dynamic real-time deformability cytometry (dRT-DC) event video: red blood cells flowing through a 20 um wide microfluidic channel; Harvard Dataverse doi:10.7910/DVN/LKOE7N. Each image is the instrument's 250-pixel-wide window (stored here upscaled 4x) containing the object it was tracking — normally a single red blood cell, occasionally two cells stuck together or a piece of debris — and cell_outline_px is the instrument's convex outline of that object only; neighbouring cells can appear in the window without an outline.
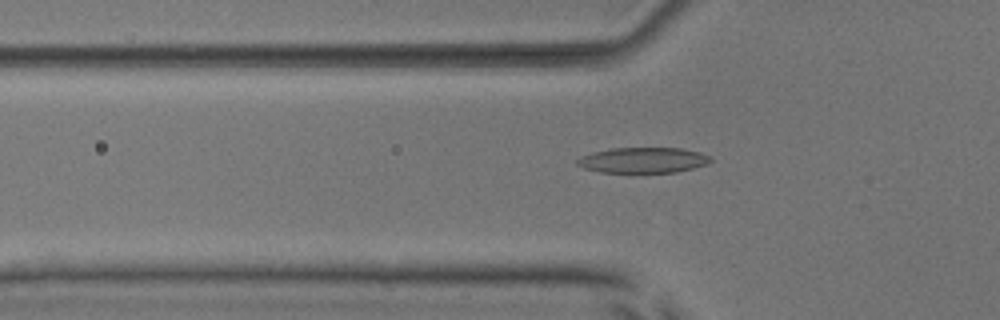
{"species": "common noctule bat (a hibernating species)", "species_latin": "Nyctalus noctula", "temperature_condition": "room temperature", "stored_images_in_passage": 35, "camera_frame_rate_fps": 3000, "um_per_image_px": 0.085, "animal": {"sex": "male", "body_mass_g": 17.9, "forearm_length_mm": 54.2}, "frame": {"image": 1, "passage_image": 18, "time_ms": 5.667, "image_size_px": [1000, 320], "cell_outline_px": [[712, 160], [708, 164], [676, 172], [600, 172], [584, 168], [576, 164], [576, 160], [580, 156], [592, 152], [612, 148], [680, 148], [700, 152], [712, 156]], "centroid_in_image_um": [54.66, 13.61], "position_along_channel_um": 71.1, "area_um2": 19.88}}
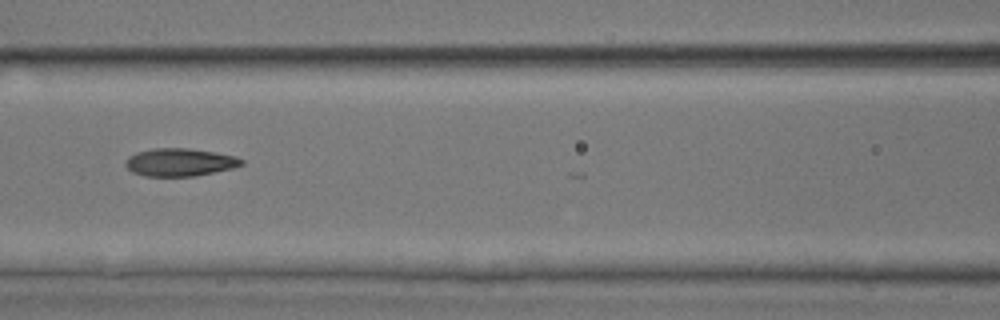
{"frame": {"image": 2, "passage_image": 24, "time_ms": 7.667, "image_size_px": [1000, 320], "cell_outline_px": [[244, 164], [232, 168], [196, 176], [144, 176], [132, 172], [124, 164], [124, 160], [128, 156], [136, 152], [152, 148], [188, 148], [216, 152], [236, 156], [244, 160]], "centroid_in_image_um": [15.26, 13.78], "position_along_channel_um": 151.3, "area_um2": 19.02}}
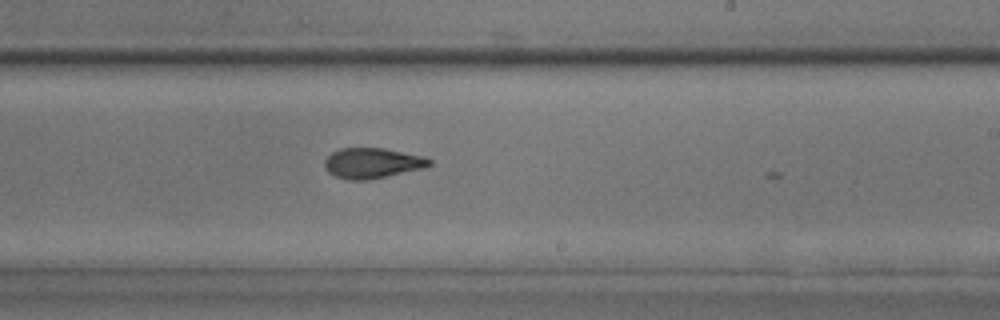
{"frame": {"image": 3, "passage_image": 32, "time_ms": 10.333, "image_size_px": [1000, 320], "cell_outline_px": [[432, 164], [424, 168], [368, 180], [348, 180], [336, 176], [328, 172], [324, 168], [324, 160], [332, 152], [340, 148], [384, 148], [424, 156], [432, 160]], "centroid_in_image_um": [31.64, 13.86], "position_along_channel_um": 257.4, "area_um2": 18.61}}